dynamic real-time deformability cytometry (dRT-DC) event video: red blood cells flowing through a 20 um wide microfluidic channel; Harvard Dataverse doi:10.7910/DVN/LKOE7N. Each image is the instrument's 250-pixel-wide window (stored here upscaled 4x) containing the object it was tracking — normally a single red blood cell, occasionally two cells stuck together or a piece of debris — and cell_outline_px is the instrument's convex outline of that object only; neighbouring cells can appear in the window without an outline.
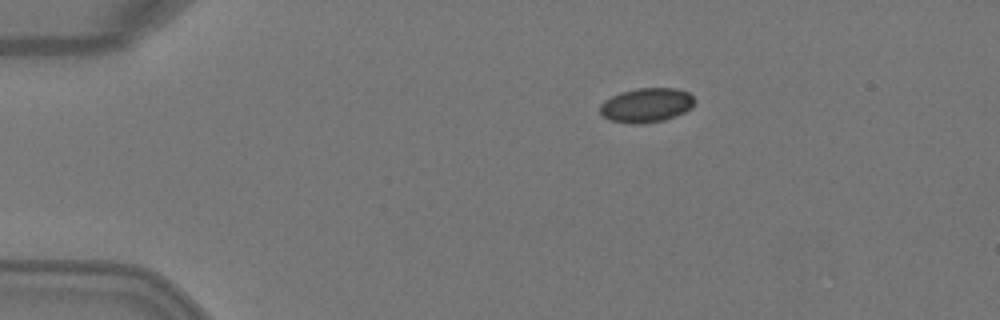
{"species": "Egyptian fruit bat (a non-hibernating species)", "species_latin": "Rousettus aegyptiacus", "temperature_condition": "warm", "stored_images_in_passage": 3, "camera_frame_rate_fps": 3000, "um_per_image_px": 0.085, "animal": {"sex": "female"}, "frame": {"image": 1, "passage_image": 1, "time_ms": 0.0, "image_size_px": [1000, 320], "cell_outline_px": [[696, 100], [692, 108], [676, 116], [664, 120], [640, 124], [632, 124], [608, 120], [600, 112], [600, 104], [604, 100], [620, 92], [636, 88], [676, 88], [688, 92]], "centroid_in_image_um": [54.95, 8.94], "position_along_channel_um": 30.0, "area_um2": 19.13}}